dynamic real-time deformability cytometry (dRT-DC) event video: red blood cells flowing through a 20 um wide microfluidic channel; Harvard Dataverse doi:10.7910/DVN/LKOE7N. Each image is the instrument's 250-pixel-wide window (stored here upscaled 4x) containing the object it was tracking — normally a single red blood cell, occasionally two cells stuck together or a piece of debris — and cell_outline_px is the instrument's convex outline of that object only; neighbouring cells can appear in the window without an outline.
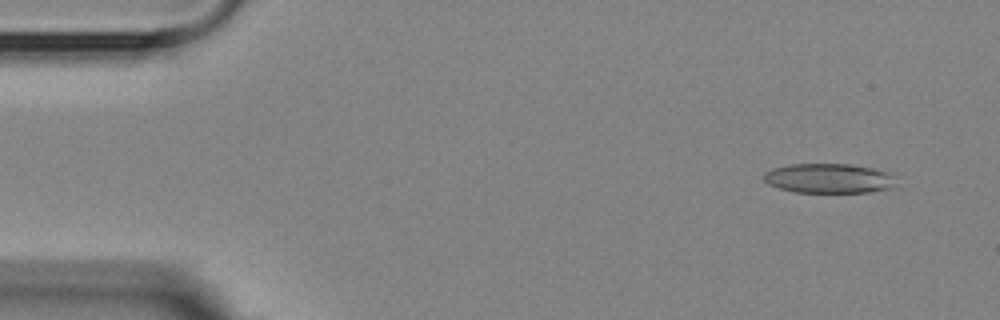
{"species": "Egyptian fruit bat (a non-hibernating species)", "species_latin": "Rousettus aegyptiacus", "temperature_condition": "room temperature", "stored_images_in_passage": 51, "camera_frame_rate_fps": 3000, "um_per_image_px": 0.085, "animal": {"sex": "female"}, "frame": {"image": 1, "passage_image": 4, "time_ms": 1.0, "image_size_px": [1000, 320], "cell_outline_px": [[896, 188], [868, 192], [796, 192], [780, 188], [768, 184], [764, 180], [764, 172], [772, 168], [788, 164], [848, 164], [872, 168], [888, 172], [896, 176]], "centroid_in_image_um": [70.5, 15.16], "position_along_channel_um": 14.5, "area_um2": 23.06}}
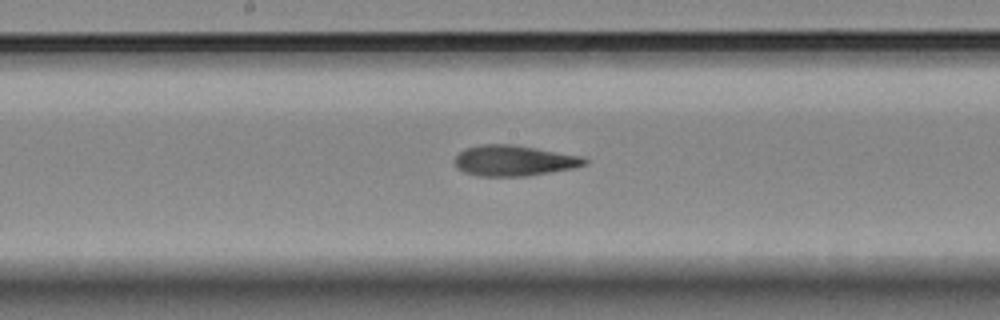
{"frame": {"image": 2, "passage_image": 28, "time_ms": 9.0, "image_size_px": [1000, 320], "cell_outline_px": [[588, 164], [576, 168], [528, 176], [476, 176], [464, 172], [456, 168], [456, 156], [464, 148], [480, 144], [512, 144], [584, 156], [588, 160]], "centroid_in_image_um": [43.73, 13.65], "position_along_channel_um": 204.5, "area_um2": 23.52}}
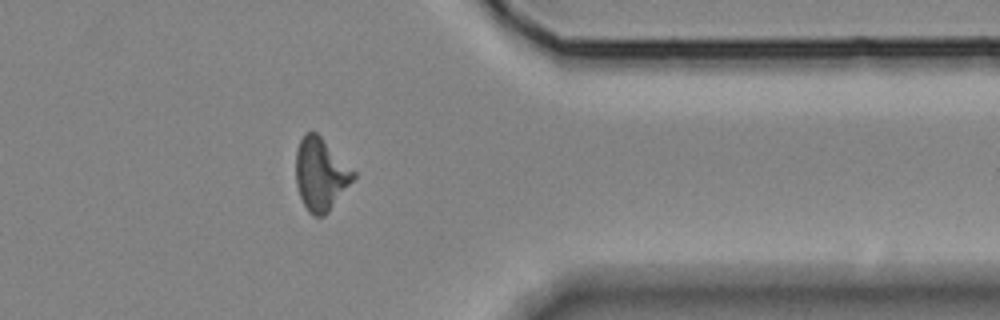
{"frame": {"image": 3, "passage_image": 44, "time_ms": 14.333, "image_size_px": [1000, 320], "cell_outline_px": [[356, 176], [328, 212], [324, 216], [312, 216], [308, 212], [300, 196], [296, 184], [296, 152], [300, 140], [304, 132], [316, 132], [356, 172]], "centroid_in_image_um": [27.24, 14.81], "position_along_channel_um": 384.2, "area_um2": 24.1}}